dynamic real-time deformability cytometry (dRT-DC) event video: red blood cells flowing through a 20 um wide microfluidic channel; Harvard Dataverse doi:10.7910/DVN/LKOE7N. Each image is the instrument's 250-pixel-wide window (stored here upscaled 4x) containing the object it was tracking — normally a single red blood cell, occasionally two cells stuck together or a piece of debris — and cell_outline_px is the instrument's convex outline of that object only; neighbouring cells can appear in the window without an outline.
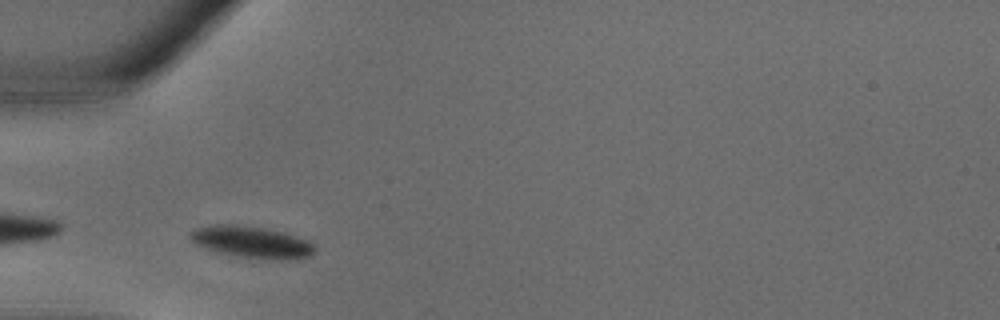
{"species": "common noctule bat (a hibernating species)", "species_latin": "Nyctalus noctula", "temperature_condition": "warm", "stored_images_in_passage": 25, "camera_frame_rate_fps": 3000, "um_per_image_px": 0.085, "animal": {"sex": "male", "body_mass_g": 18.8}, "frame": {"image": 1, "passage_image": 1, "time_ms": 0.0, "image_size_px": [1000, 320], "cell_outline_px": [[316, 248], [308, 256], [296, 260], [268, 260], [240, 256], [220, 252], [204, 248], [196, 244], [188, 236], [188, 232], [196, 228], [216, 224], [236, 224], [268, 228], [284, 232], [308, 240]], "centroid_in_image_um": [21.4, 20.57], "position_along_channel_um": 63.6, "area_um2": 23.24}}
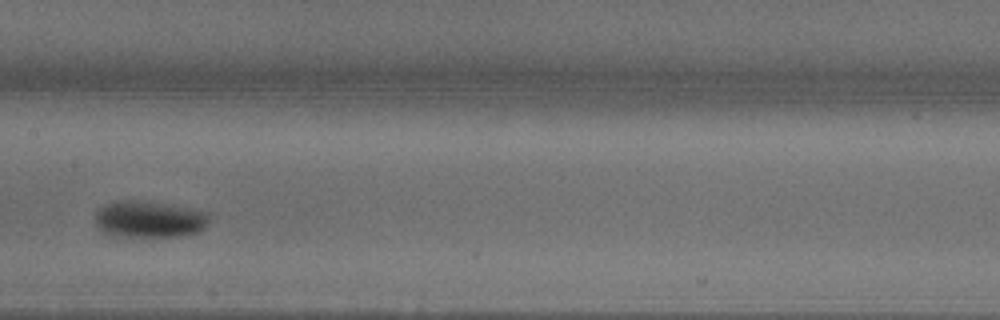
{"frame": {"image": 2, "passage_image": 8, "time_ms": 2.333, "image_size_px": [1000, 320], "cell_outline_px": [[208, 220], [204, 228], [188, 236], [112, 236], [104, 232], [96, 224], [96, 212], [104, 204], [112, 200], [140, 200], [188, 208], [208, 212]], "centroid_in_image_um": [12.65, 18.63], "position_along_channel_um": 194.7, "area_um2": 24.33}}
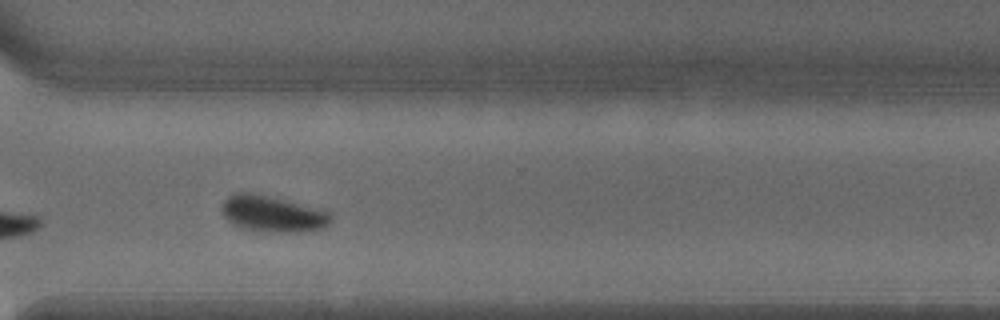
{"frame": {"image": 3, "passage_image": 16, "time_ms": 5.0, "image_size_px": [1000, 320], "cell_outline_px": [[332, 220], [324, 228], [296, 232], [272, 232], [240, 228], [232, 224], [224, 216], [220, 208], [224, 200], [228, 196], [236, 192], [248, 192], [268, 196], [332, 212]], "centroid_in_image_um": [23.15, 18.18], "position_along_channel_um": 347.5, "area_um2": 22.95}}